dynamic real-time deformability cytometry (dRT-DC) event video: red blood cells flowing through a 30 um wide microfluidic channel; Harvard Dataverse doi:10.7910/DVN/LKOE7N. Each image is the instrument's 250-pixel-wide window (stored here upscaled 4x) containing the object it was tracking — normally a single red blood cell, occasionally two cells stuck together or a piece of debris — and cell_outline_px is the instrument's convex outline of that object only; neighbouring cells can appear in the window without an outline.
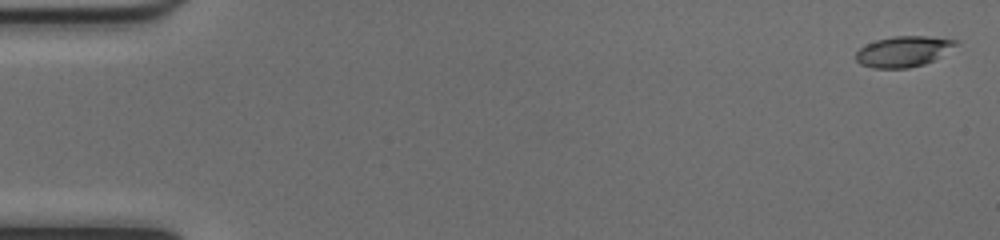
{"species": "common noctule bat (a hibernating species)", "species_latin": "Nyctalus noctula", "temperature_condition": "cold", "stored_images_in_passage": 52, "camera_frame_rate_fps": 3000, "um_per_image_px": 0.085, "animal": {"sex": "female", "body_mass_g": 17.0, "forearm_length_mm": 48.0}, "frame": {"image": 1, "passage_image": 2, "time_ms": 0.333, "image_size_px": [1000, 240], "cell_outline_px": [[960, 40], [956, 44], [932, 60], [924, 64], [908, 68], [872, 68], [860, 64], [856, 60], [856, 52], [860, 48], [876, 40], [892, 36], [928, 36]], "centroid_in_image_um": [76.74, 4.37], "position_along_channel_um": 8.3, "area_um2": 17.57}}
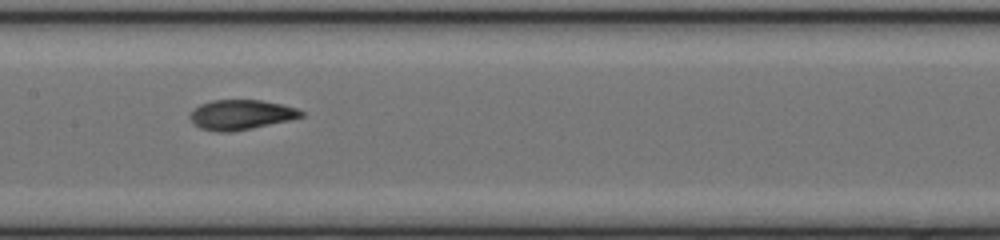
{"frame": {"image": 2, "passage_image": 27, "time_ms": 8.667, "image_size_px": [1000, 240], "cell_outline_px": [[304, 116], [288, 120], [252, 128], [232, 132], [216, 132], [200, 128], [192, 124], [188, 116], [192, 108], [200, 104], [212, 100], [260, 100], [280, 104], [296, 108], [304, 112]], "centroid_in_image_um": [20.4, 9.75], "position_along_channel_um": 187.0, "area_um2": 19.48}}
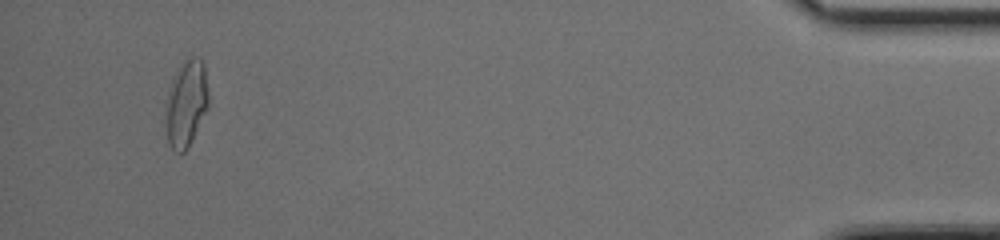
{"frame": {"image": 3, "passage_image": 50, "time_ms": 16.333, "image_size_px": [1000, 240], "cell_outline_px": [[208, 108], [188, 148], [184, 152], [176, 152], [168, 144], [164, 112], [168, 88], [180, 64], [184, 60], [192, 56], [196, 56], [204, 64], [208, 92]], "centroid_in_image_um": [15.81, 8.8], "position_along_channel_um": 419.4, "area_um2": 21.91}, "authors_computed_cell_mechanics": {"area_um2": 19.1607, "velocity_mm_per_s": 4.0381, "shape_relaxation_time_tau1_ms": null, "shape_relaxation_time_tau2_ms": 1.4674, "deformation_change_tau1": null, "deformation_change_tau2": 0.0792}}